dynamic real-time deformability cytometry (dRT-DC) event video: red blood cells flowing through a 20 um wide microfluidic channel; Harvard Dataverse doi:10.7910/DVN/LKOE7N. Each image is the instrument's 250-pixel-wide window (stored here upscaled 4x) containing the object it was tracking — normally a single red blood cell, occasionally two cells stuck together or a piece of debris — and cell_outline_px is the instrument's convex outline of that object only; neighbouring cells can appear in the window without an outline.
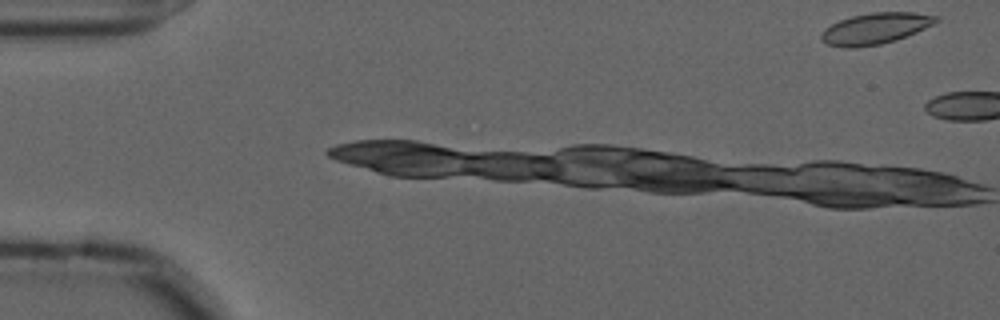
{"species": "common noctule bat (a hibernating species)", "species_latin": "Nyctalus noctula", "temperature_condition": "cold", "stored_images_in_passage": 5, "camera_frame_rate_fps": 3000, "um_per_image_px": 0.085, "animal": {"sex": "male", "forearm_length_mm": 52.5}, "frame": {"image": 1, "passage_image": 1, "time_ms": 0.0, "image_size_px": [1000, 320], "cell_outline_px": [[940, 20], [908, 36], [896, 40], [880, 44], [852, 48], [848, 48], [828, 44], [820, 40], [820, 36], [824, 28], [840, 20], [852, 16], [872, 12], [916, 12], [940, 16]], "centroid_in_image_um": [74.41, 2.41], "position_along_channel_um": 10.6, "area_um2": 20.87}}